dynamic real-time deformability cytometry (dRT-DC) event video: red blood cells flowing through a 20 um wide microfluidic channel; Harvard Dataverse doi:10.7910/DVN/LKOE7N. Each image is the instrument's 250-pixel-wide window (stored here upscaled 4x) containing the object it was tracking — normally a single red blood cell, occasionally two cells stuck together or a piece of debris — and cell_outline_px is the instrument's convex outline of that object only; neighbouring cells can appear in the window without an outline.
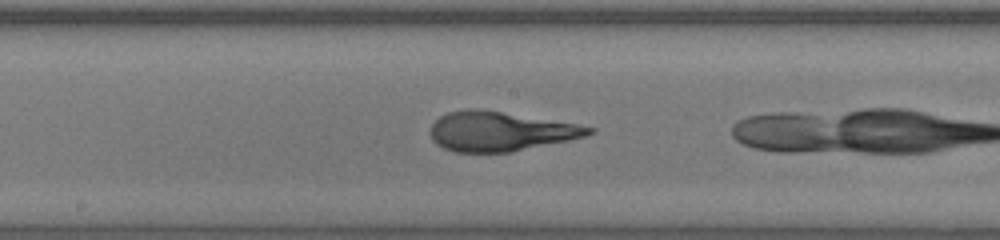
{"species": "human", "species_latin": "Homo sapiens", "temperature_condition": "warm", "stored_images_in_passage": 10, "camera_frame_rate_fps": 3000, "um_per_image_px": 0.085, "donor": {"sex": "female"}, "frame": {"image": 1, "passage_image": 9, "time_ms": 2.667, "image_size_px": [1000, 240], "cell_outline_px": [[596, 132], [584, 136], [568, 140], [508, 152], [456, 152], [444, 148], [436, 144], [432, 140], [432, 124], [440, 116], [448, 112], [468, 108], [476, 108], [576, 124], [596, 128]], "centroid_in_image_um": [42.49, 11.16], "position_along_channel_um": 205.7, "area_um2": 35.84}}